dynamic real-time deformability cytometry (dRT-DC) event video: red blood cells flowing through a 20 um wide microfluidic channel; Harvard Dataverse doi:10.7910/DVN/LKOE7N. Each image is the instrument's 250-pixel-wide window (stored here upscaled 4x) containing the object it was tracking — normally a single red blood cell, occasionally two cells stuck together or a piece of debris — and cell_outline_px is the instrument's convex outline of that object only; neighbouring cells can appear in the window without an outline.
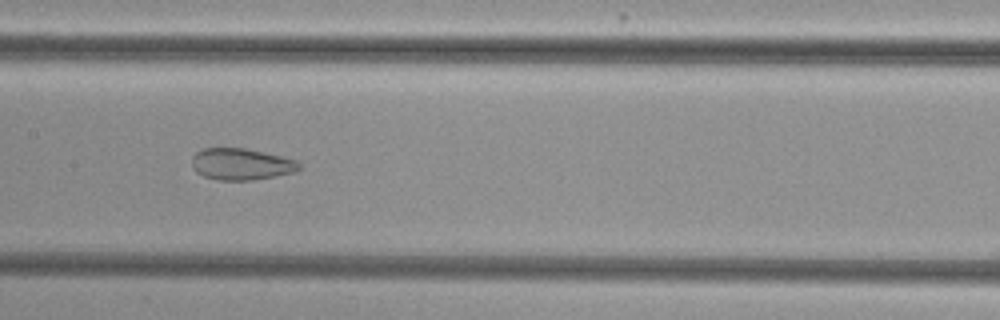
{"species": "common noctule bat (a hibernating species)", "species_latin": "Nyctalus noctula", "temperature_condition": "cold", "stored_images_in_passage": 44, "camera_frame_rate_fps": 3000, "um_per_image_px": 0.085, "animal": {"sex": "female", "body_mass_g": 29.2, "forearm_length_mm": 56.3}, "frame": {"image": 1, "passage_image": 24, "time_ms": 7.667, "image_size_px": [1000, 320], "cell_outline_px": [[304, 168], [296, 172], [276, 176], [252, 180], [220, 180], [204, 176], [196, 172], [192, 168], [192, 156], [196, 152], [204, 148], [244, 148], [280, 156], [296, 160]], "centroid_in_image_um": [20.52, 13.96], "position_along_channel_um": 186.9, "area_um2": 19.83}}
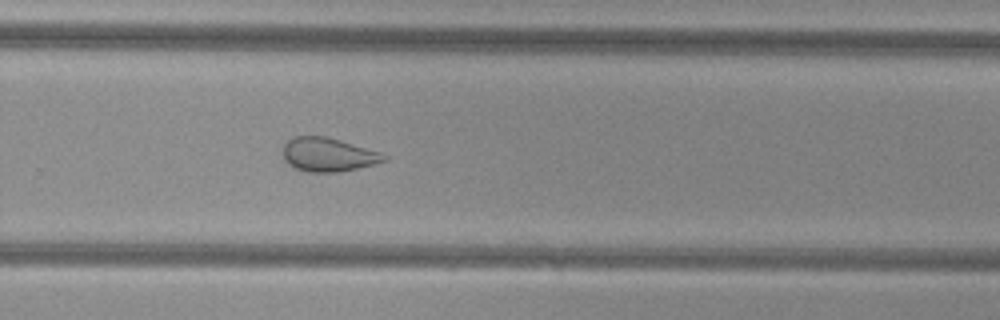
{"frame": {"image": 2, "passage_image": 33, "time_ms": 10.667, "image_size_px": [1000, 320], "cell_outline_px": [[388, 160], [356, 168], [336, 172], [308, 172], [292, 168], [284, 160], [284, 144], [288, 140], [296, 136], [328, 136], [380, 152], [388, 156]], "centroid_in_image_um": [27.88, 13.14], "position_along_channel_um": 301.9, "area_um2": 19.88}}
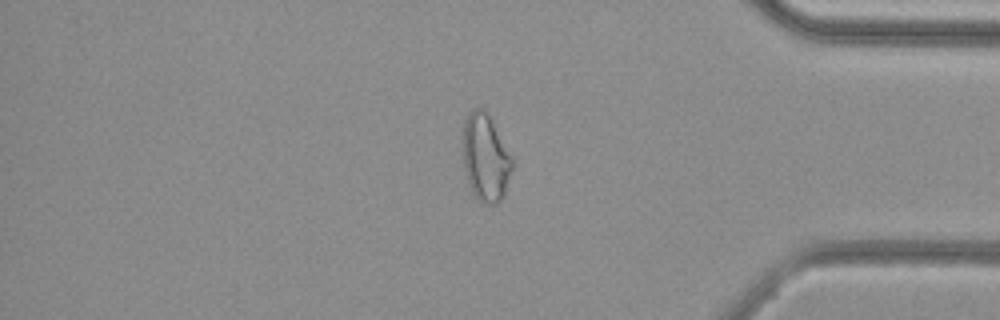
{"frame": {"image": 3, "passage_image": 42, "time_ms": 13.667, "image_size_px": [1000, 320], "cell_outline_px": [[512, 168], [504, 196], [496, 204], [484, 204], [472, 192], [468, 184], [464, 168], [460, 132], [464, 120], [468, 112], [472, 108], [480, 108], [492, 120], [512, 156]], "centroid_in_image_um": [41.22, 13.38], "position_along_channel_um": 394.0, "area_um2": 25.55}}